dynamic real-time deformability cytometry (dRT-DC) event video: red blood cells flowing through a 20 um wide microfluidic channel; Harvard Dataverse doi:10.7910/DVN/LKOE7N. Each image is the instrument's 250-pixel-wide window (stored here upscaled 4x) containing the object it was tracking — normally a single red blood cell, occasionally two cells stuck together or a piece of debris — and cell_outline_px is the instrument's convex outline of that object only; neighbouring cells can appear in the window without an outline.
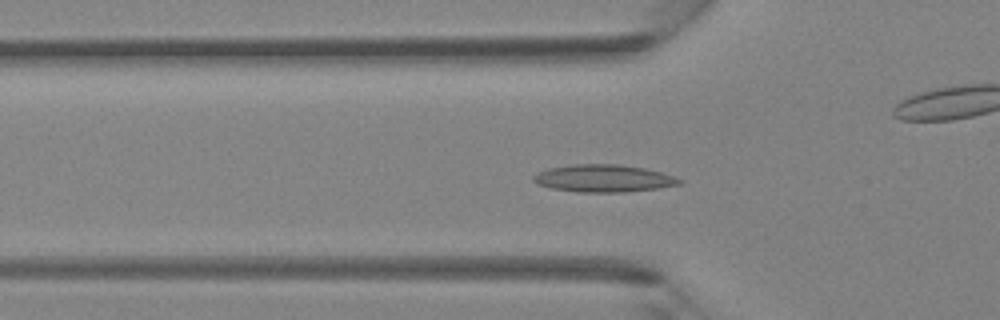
{"species": "Egyptian fruit bat (a non-hibernating species)", "species_latin": "Rousettus aegyptiacus", "temperature_condition": "room temperature", "stored_images_in_passage": 44, "camera_frame_rate_fps": 3000, "um_per_image_px": 0.085, "animal": {"sex": "female"}, "frame": {"image": 1, "passage_image": 14, "time_ms": 4.333, "image_size_px": [1000, 320], "cell_outline_px": [[684, 180], [680, 184], [656, 188], [624, 192], [576, 192], [552, 188], [540, 184], [532, 180], [532, 176], [548, 168], [572, 164], [620, 164], [644, 168], [660, 172]], "centroid_in_image_um": [51.29, 15.15], "position_along_channel_um": 74.5, "area_um2": 23.12}}
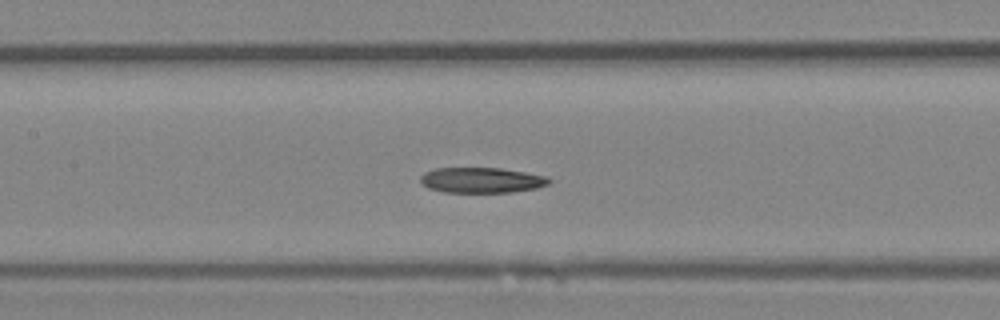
{"frame": {"image": 2, "passage_image": 20, "time_ms": 6.333, "image_size_px": [1000, 320], "cell_outline_px": [[552, 180], [548, 184], [536, 188], [512, 192], [444, 192], [428, 188], [420, 180], [420, 176], [424, 172], [436, 168], [500, 168], [548, 176]], "centroid_in_image_um": [40.94, 15.31], "position_along_channel_um": 166.5, "area_um2": 19.02}}
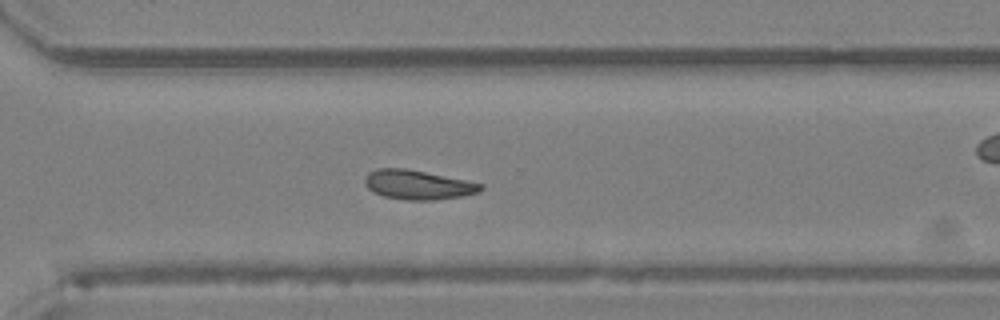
{"frame": {"image": 3, "passage_image": 31, "time_ms": 10.0, "image_size_px": [1000, 320], "cell_outline_px": [[484, 188], [476, 192], [464, 196], [432, 200], [404, 200], [384, 196], [372, 192], [364, 184], [364, 176], [368, 172], [376, 168], [404, 168], [484, 184]], "centroid_in_image_um": [35.46, 15.71], "position_along_channel_um": 335.1, "area_um2": 19.77}}